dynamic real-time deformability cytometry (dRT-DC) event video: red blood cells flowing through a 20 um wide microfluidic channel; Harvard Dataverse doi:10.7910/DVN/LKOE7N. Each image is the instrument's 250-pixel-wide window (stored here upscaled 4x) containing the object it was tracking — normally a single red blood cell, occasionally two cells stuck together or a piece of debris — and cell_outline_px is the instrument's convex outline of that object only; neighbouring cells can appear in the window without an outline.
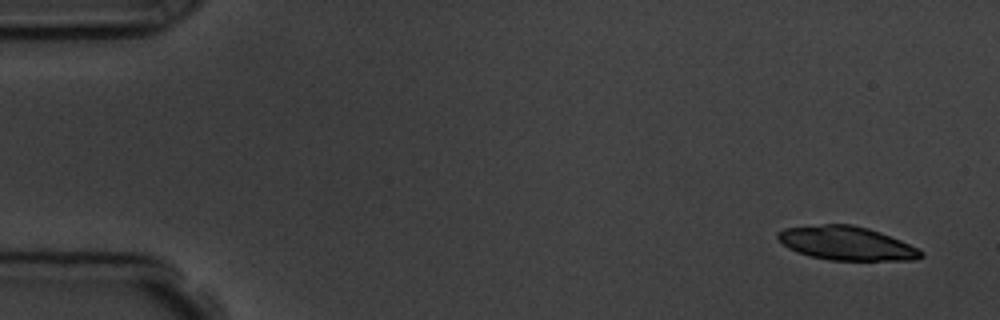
{"species": "common noctule bat (a hibernating species)", "species_latin": "Nyctalus noctula", "temperature_condition": "room temperature", "stored_images_in_passage": 4, "camera_frame_rate_fps": 3000, "um_per_image_px": 0.085, "animal": {"sex": "male", "body_mass_g": 19.5, "forearm_length_mm": 54.6}, "frame": {"image": 1, "passage_image": 1, "time_ms": 0.0, "image_size_px": [1000, 320], "cell_outline_px": [[924, 256], [916, 260], [828, 260], [808, 256], [796, 252], [788, 248], [776, 236], [776, 232], [784, 228], [824, 224], [852, 224], [868, 228], [880, 232], [900, 240], [924, 252]], "centroid_in_image_um": [71.93, 20.68], "position_along_channel_um": 13.1, "area_um2": 28.21}}